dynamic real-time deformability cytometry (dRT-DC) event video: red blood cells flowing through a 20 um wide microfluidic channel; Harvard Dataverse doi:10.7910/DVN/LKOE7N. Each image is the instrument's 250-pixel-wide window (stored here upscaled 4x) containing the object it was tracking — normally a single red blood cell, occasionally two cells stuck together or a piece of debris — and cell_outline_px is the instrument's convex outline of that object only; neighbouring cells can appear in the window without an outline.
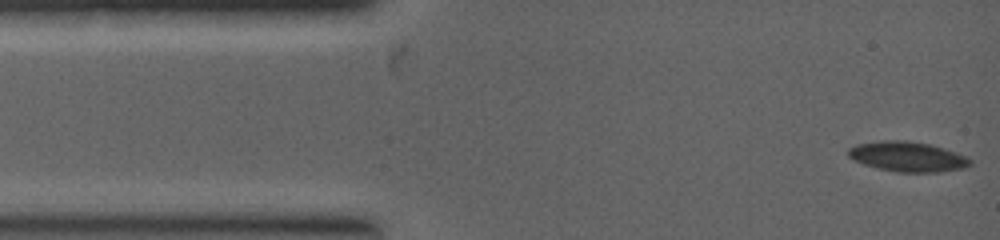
{"species": "common noctule bat (a hibernating species)", "species_latin": "Nyctalus noctula", "temperature_condition": "warm", "stored_images_in_passage": 29, "camera_frame_rate_fps": 5000, "um_per_image_px": 0.085, "animal": {"sex": "female", "body_mass_g": 19.0, "forearm_length_mm": 53.3}, "frame": {"image": 1, "passage_image": 1, "time_ms": 0.0, "image_size_px": [1000, 240], "cell_outline_px": [[972, 164], [964, 168], [936, 172], [896, 172], [876, 168], [864, 164], [848, 156], [848, 148], [856, 144], [880, 140], [904, 140], [928, 144], [944, 148], [964, 156], [972, 160]], "centroid_in_image_um": [77.12, 13.31], "position_along_channel_um": 7.9, "area_um2": 21.21}}
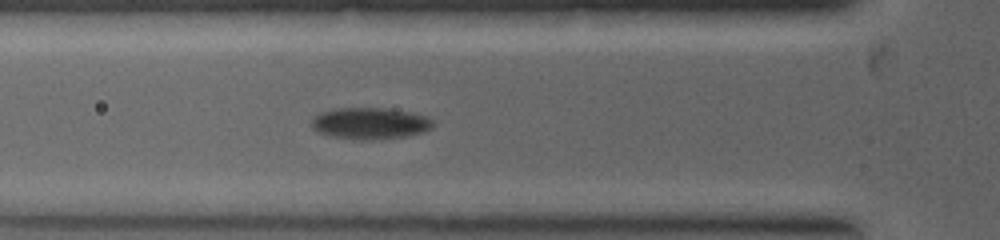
{"frame": {"image": 2, "passage_image": 14, "time_ms": 2.4, "image_size_px": [1000, 240], "cell_outline_px": [[432, 128], [420, 132], [404, 136], [360, 140], [332, 136], [316, 132], [312, 128], [312, 116], [320, 112], [332, 108], [384, 108], [412, 112], [428, 116], [432, 120]], "centroid_in_image_um": [31.4, 10.46], "position_along_channel_um": 94.4, "area_um2": 22.25}}
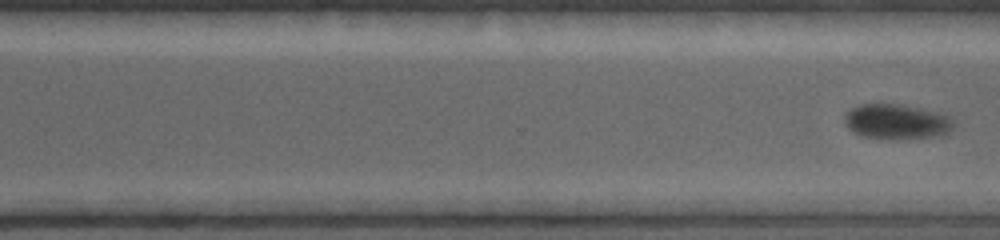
{"frame": {"image": 3, "passage_image": 29, "time_ms": 5.4, "image_size_px": [1000, 240], "cell_outline_px": [[956, 124], [948, 132], [932, 136], [864, 136], [852, 132], [844, 124], [844, 116], [852, 108], [860, 104], [896, 104], [940, 112], [948, 116]], "centroid_in_image_um": [76.18, 10.28], "position_along_channel_um": 294.4, "area_um2": 21.21}}